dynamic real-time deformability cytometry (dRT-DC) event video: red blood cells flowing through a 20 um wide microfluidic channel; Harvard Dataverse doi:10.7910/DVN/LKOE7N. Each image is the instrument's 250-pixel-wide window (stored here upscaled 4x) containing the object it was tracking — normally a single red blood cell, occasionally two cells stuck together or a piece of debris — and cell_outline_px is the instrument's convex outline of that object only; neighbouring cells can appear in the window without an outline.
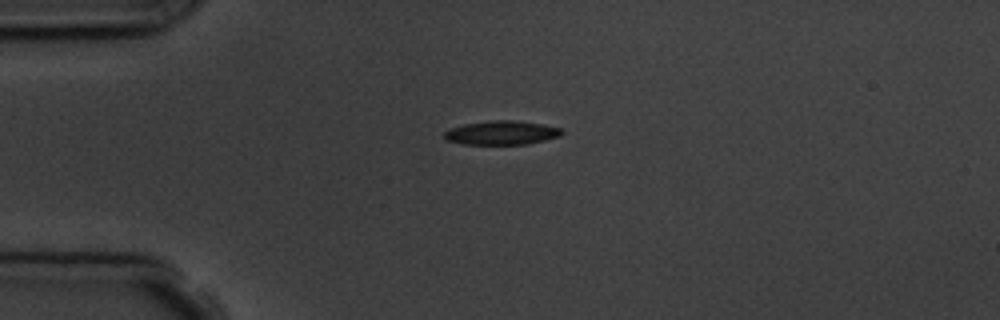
{"species": "common noctule bat (a hibernating species)", "species_latin": "Nyctalus noctula", "temperature_condition": "room temperature", "stored_images_in_passage": 5, "camera_frame_rate_fps": 3000, "um_per_image_px": 0.085, "animal": {"sex": "male", "body_mass_g": 19.5, "forearm_length_mm": 54.6}, "frame": {"image": 1, "passage_image": 1, "time_ms": 0.0, "image_size_px": [1000, 320], "cell_outline_px": [[564, 132], [560, 136], [528, 144], [464, 144], [444, 140], [444, 132], [452, 128], [464, 124], [488, 120], [516, 120], [540, 124], [560, 128]], "centroid_in_image_um": [42.62, 11.28], "position_along_channel_um": 42.4, "area_um2": 16.36}}